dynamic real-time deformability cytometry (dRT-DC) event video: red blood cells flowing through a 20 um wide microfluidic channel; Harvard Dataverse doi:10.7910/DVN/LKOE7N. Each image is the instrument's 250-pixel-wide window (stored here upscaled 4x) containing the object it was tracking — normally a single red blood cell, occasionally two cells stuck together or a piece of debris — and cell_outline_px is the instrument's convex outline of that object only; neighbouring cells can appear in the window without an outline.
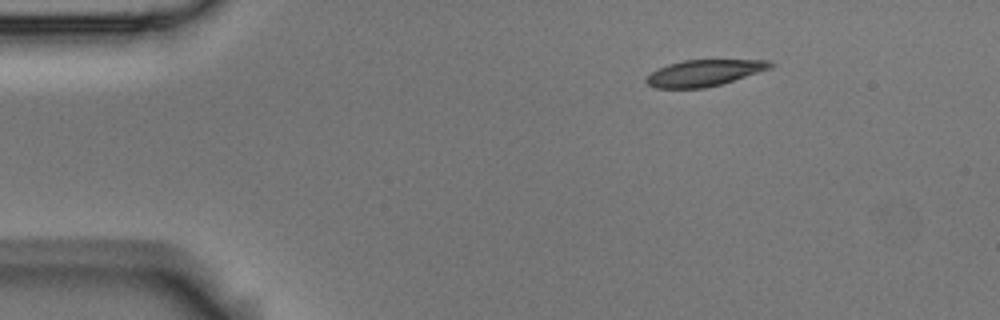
{"species": "Egyptian fruit bat (a non-hibernating species)", "species_latin": "Rousettus aegyptiacus", "temperature_condition": "room temperature", "stored_images_in_passage": 47, "camera_frame_rate_fps": 3000, "um_per_image_px": 0.085, "animal": {"sex": "male"}, "frame": {"image": 1, "passage_image": 1, "time_ms": 0.0, "image_size_px": [1000, 320], "cell_outline_px": [[776, 64], [772, 68], [720, 84], [704, 88], [656, 88], [648, 84], [644, 80], [652, 72], [668, 64], [684, 60], [768, 60]], "centroid_in_image_um": [59.87, 6.19], "position_along_channel_um": 25.1, "area_um2": 18.84}}
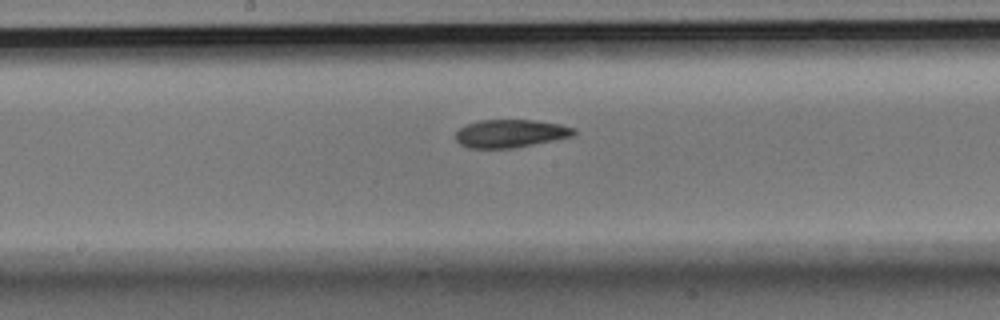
{"frame": {"image": 2, "passage_image": 21, "time_ms": 6.667, "image_size_px": [1000, 320], "cell_outline_px": [[576, 132], [572, 136], [512, 148], [468, 148], [460, 144], [456, 140], [456, 132], [460, 128], [468, 124], [480, 120], [536, 120], [560, 124], [576, 128]], "centroid_in_image_um": [43.38, 11.34], "position_along_channel_um": 204.8, "area_um2": 19.13}}
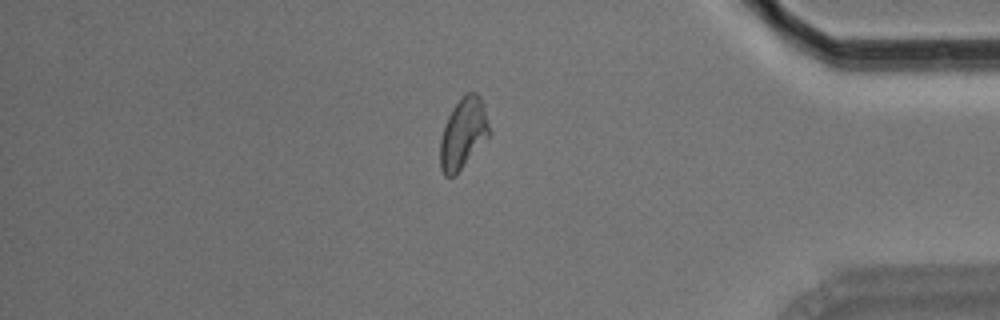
{"frame": {"image": 3, "passage_image": 39, "time_ms": 12.667, "image_size_px": [1000, 320], "cell_outline_px": [[488, 136], [456, 176], [444, 176], [440, 168], [440, 140], [444, 124], [452, 108], [464, 92], [476, 92], [480, 96], [488, 124]], "centroid_in_image_um": [39.32, 11.34], "position_along_channel_um": 395.9, "area_um2": 20.06}, "authors_computed_cell_mechanics": {"area_um2": 19.8832, "velocity_mm_per_s": 3.6808, "shape_relaxation_time_tau1_ms": 6.9611, "shape_relaxation_time_tau2_ms": 6.8995, "deformation_change_tau1": 0.1846, "deformation_change_tau2": 0.1206}}